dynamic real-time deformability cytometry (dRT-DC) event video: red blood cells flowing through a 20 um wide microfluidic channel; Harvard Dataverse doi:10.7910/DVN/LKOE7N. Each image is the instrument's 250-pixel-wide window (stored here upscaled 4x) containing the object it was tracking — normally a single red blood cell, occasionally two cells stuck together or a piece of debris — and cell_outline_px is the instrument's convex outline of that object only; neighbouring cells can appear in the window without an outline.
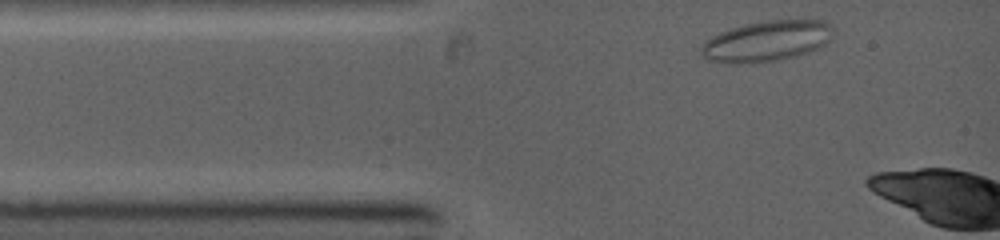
{"species": "common noctule bat (a hibernating species)", "species_latin": "Nyctalus noctula", "temperature_condition": "warm", "stored_images_in_passage": 3, "camera_frame_rate_fps": 5000, "um_per_image_px": 0.085, "animal": {"sex": "female", "body_mass_g": 19.0, "forearm_length_mm": 53.3}, "frame": {"image": 1, "passage_image": 1, "time_ms": 0.0, "image_size_px": [1000, 240], "cell_outline_px": [[836, 28], [828, 40], [824, 44], [808, 52], [796, 56], [780, 60], [748, 64], [732, 64], [708, 60], [700, 52], [700, 48], [704, 40], [720, 32], [744, 24], [764, 20], [824, 20]], "centroid_in_image_um": [65.15, 3.5], "position_along_channel_um": 19.9, "area_um2": 31.62}}